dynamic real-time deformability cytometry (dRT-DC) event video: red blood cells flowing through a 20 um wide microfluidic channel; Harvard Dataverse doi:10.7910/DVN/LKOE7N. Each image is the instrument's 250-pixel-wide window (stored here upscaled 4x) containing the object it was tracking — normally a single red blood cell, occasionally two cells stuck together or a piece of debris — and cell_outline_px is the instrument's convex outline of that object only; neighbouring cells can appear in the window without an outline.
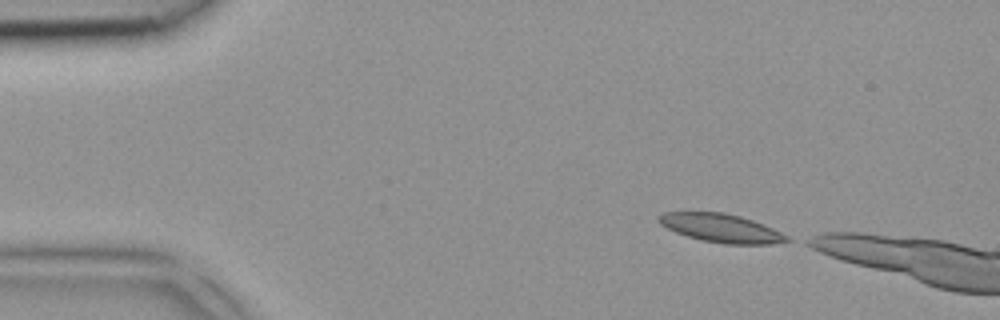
{"species": "common noctule bat (a hibernating species)", "species_latin": "Nyctalus noctula", "temperature_condition": "room temperature", "stored_images_in_passage": 3, "camera_frame_rate_fps": 3000, "um_per_image_px": 0.085, "animal": {"sex": "female", "body_mass_g": 18.4}, "frame": {"image": 1, "passage_image": 1, "time_ms": 0.0, "image_size_px": [1000, 320], "cell_outline_px": [[796, 240], [772, 244], [724, 244], [700, 240], [676, 232], [660, 224], [656, 220], [656, 216], [664, 212], [724, 212], [740, 216], [764, 224]], "centroid_in_image_um": [61.31, 19.39], "position_along_channel_um": 23.7, "area_um2": 21.44}}